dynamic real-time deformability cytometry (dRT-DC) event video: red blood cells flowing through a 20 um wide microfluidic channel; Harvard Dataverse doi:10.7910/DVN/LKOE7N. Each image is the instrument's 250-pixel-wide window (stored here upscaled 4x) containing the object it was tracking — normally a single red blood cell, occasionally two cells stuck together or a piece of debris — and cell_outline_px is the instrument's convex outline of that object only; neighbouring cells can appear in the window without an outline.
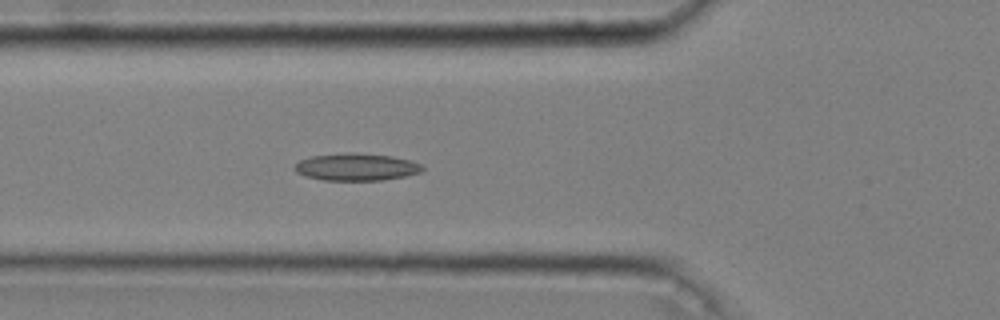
{"species": "common noctule bat (a hibernating species)", "species_latin": "Nyctalus noctula", "temperature_condition": "cold", "stored_images_in_passage": 43, "camera_frame_rate_fps": 3000, "um_per_image_px": 0.085, "animal": {"sex": "male", "body_mass_g": 20.4}, "frame": {"image": 1, "passage_image": 10, "time_ms": 3.0, "image_size_px": [1000, 320], "cell_outline_px": [[424, 168], [420, 172], [404, 176], [384, 180], [324, 180], [308, 176], [296, 172], [296, 164], [300, 160], [312, 156], [392, 156], [424, 164]], "centroid_in_image_um": [30.36, 14.25], "position_along_channel_um": 95.4, "area_um2": 18.9}}
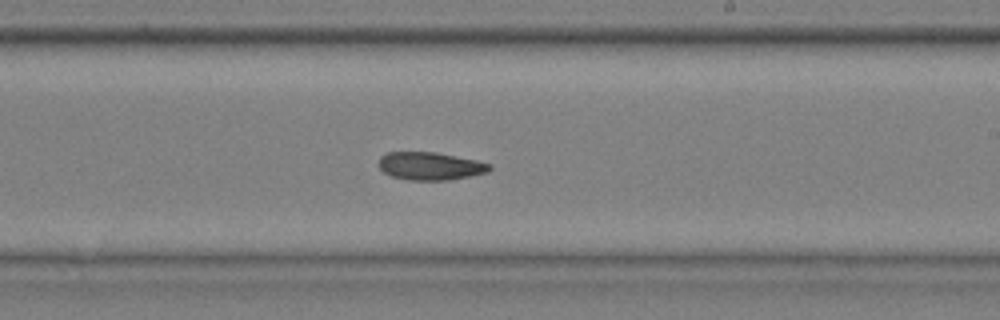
{"frame": {"image": 2, "passage_image": 23, "time_ms": 7.333, "image_size_px": [1000, 320], "cell_outline_px": [[492, 168], [488, 172], [448, 180], [408, 180], [392, 176], [384, 172], [380, 168], [380, 156], [388, 152], [436, 152], [476, 160], [492, 164]], "centroid_in_image_um": [36.59, 14.11], "position_along_channel_um": 252.4, "area_um2": 17.92}}
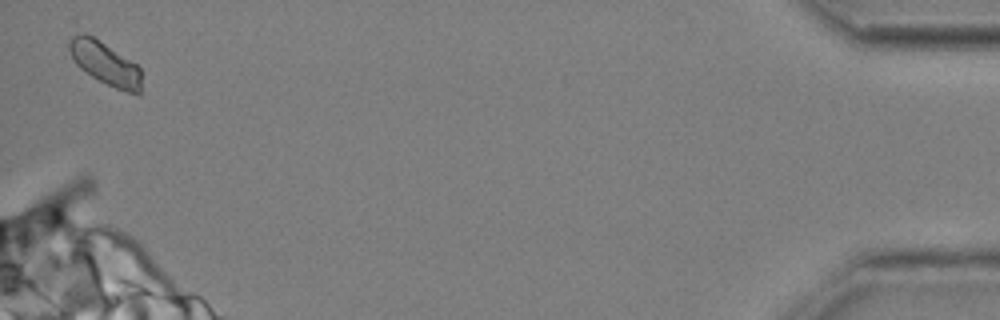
{"frame": {"image": 3, "passage_image": 43, "time_ms": 14.0, "image_size_px": [1000, 320], "cell_outline_px": [[140, 92], [128, 92], [116, 88], [92, 76], [80, 68], [76, 64], [68, 48], [68, 40], [72, 36], [92, 36], [136, 64], [140, 68]], "centroid_in_image_um": [8.92, 5.39], "position_along_channel_um": 426.3, "area_um2": 17.28}, "authors_computed_cell_mechanics": {"area_um2": 18.6116, "velocity_mm_per_s": 3.6227, "shape_relaxation_time_tau1_ms": 7.482, "shape_relaxation_time_tau2_ms": 6.1898, "deformation_change_tau1": 0.1518, "deformation_change_tau2": 0.1163}}